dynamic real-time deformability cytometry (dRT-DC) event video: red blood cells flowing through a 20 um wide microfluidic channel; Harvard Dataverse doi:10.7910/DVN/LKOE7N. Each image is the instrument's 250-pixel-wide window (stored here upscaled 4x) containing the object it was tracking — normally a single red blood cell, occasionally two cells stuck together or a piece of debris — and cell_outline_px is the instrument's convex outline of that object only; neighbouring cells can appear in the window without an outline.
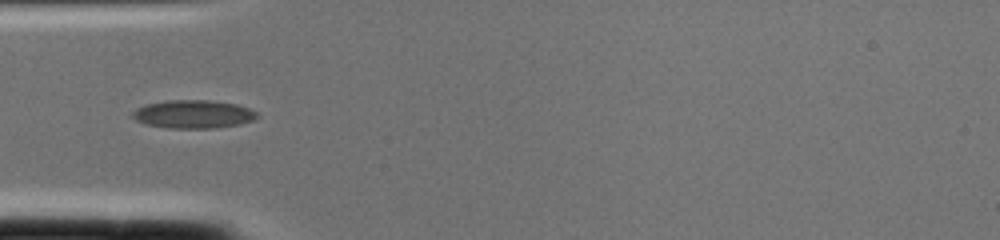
{"species": "common noctule bat (a hibernating species)", "species_latin": "Nyctalus noctula", "temperature_condition": "cold", "stored_images_in_passage": 1, "camera_frame_rate_fps": 3000, "um_per_image_px": 0.085, "animal": {"sex": "female", "body_mass_g": 22.0, "forearm_length_mm": 56.7}, "frame": {"image": 1, "passage_image": 1, "time_ms": 0.0, "image_size_px": [1000, 240], "cell_outline_px": [[260, 116], [256, 120], [240, 124], [216, 128], [168, 128], [144, 124], [136, 120], [132, 116], [132, 112], [136, 108], [148, 104], [168, 100], [208, 100], [236, 104], [248, 108], [256, 112]], "centroid_in_image_um": [16.45, 9.71], "position_along_channel_um": 68.5, "area_um2": 20.58}}